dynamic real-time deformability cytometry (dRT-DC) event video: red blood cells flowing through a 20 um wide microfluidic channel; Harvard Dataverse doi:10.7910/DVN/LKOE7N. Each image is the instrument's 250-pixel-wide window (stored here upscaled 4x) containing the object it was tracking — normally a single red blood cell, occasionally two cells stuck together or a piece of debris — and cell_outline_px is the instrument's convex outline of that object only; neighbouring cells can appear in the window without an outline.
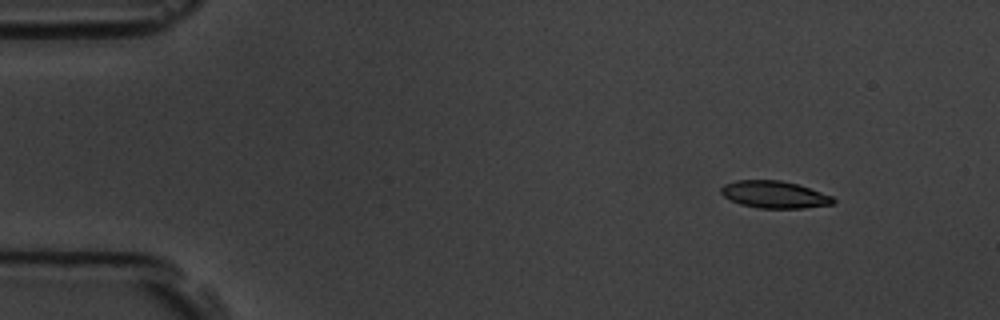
{"species": "common noctule bat (a hibernating species)", "species_latin": "Nyctalus noctula", "temperature_condition": "room temperature", "stored_images_in_passage": 4, "camera_frame_rate_fps": 3000, "um_per_image_px": 0.085, "animal": {"sex": "male", "body_mass_g": 19.5, "forearm_length_mm": 54.6}, "frame": {"image": 1, "passage_image": 1, "time_ms": 0.0, "image_size_px": [1000, 320], "cell_outline_px": [[836, 200], [832, 204], [804, 208], [756, 208], [740, 204], [724, 196], [720, 192], [720, 188], [724, 184], [736, 180], [780, 180], [796, 184], [832, 196]], "centroid_in_image_um": [65.79, 16.54], "position_along_channel_um": 19.2, "area_um2": 17.63}}
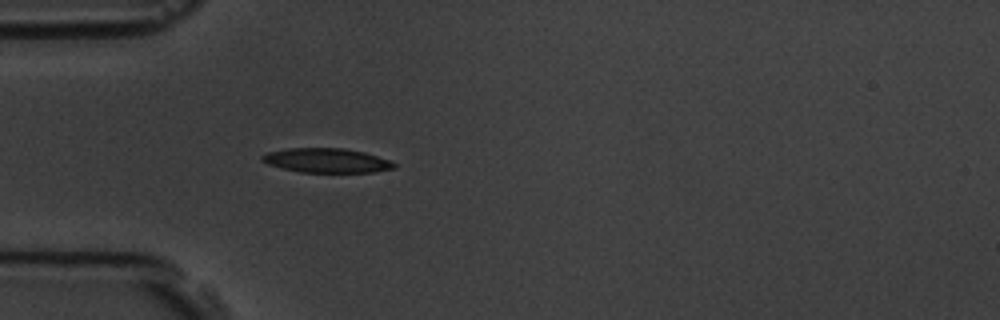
{"frame": {"image": 2, "passage_image": 4, "time_ms": 3.333, "image_size_px": [1000, 320], "cell_outline_px": [[396, 168], [372, 172], [300, 172], [268, 164], [260, 160], [260, 156], [268, 152], [288, 148], [344, 148], [364, 152], [388, 160], [396, 164]], "centroid_in_image_um": [27.74, 13.63], "position_along_channel_um": 57.3, "area_um2": 18.61}}